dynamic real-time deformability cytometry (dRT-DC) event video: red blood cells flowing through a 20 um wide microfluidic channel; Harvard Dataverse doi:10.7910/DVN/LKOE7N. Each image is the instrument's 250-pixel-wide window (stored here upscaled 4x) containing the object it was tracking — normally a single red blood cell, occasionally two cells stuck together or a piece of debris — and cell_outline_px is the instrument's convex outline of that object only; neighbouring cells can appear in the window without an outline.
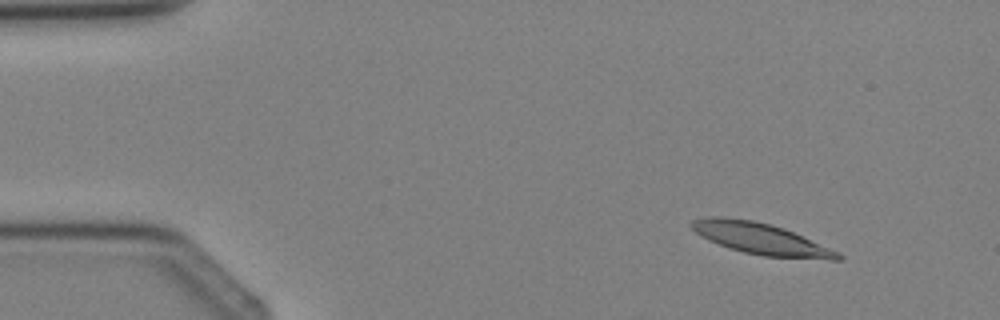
{"species": "Egyptian fruit bat (a non-hibernating species)", "species_latin": "Rousettus aegyptiacus", "temperature_condition": "cold", "stored_images_in_passage": 3, "camera_frame_rate_fps": 3000, "um_per_image_px": 0.085, "animal": {"sex": "female"}, "frame": {"image": 1, "passage_image": 2, "time_ms": 1.333, "image_size_px": [1000, 320], "cell_outline_px": [[844, 260], [832, 260], [764, 256], [744, 252], [728, 248], [708, 240], [696, 232], [688, 224], [692, 220], [708, 216], [724, 216], [752, 220], [784, 228], [840, 252], [844, 256]], "centroid_in_image_um": [64.68, 20.29], "position_along_channel_um": 20.3, "area_um2": 26.88}}